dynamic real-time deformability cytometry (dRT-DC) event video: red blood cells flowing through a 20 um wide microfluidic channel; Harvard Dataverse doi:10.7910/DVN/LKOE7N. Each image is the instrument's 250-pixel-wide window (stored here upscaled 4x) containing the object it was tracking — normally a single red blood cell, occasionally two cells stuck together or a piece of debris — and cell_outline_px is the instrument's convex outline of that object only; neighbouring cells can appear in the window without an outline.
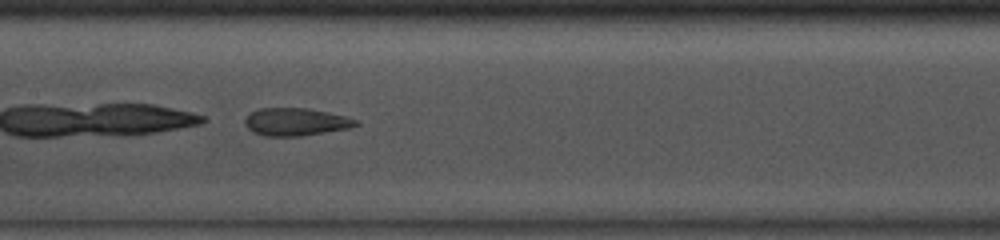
{"species": "common noctule bat (a hibernating species)", "species_latin": "Nyctalus noctula", "temperature_condition": "room temperature", "stored_images_in_passage": 41, "camera_frame_rate_fps": 3000, "um_per_image_px": 0.085, "animal": {"sex": "male", "body_mass_g": 13.0, "forearm_length_mm": 53.1}, "frame": {"image": 1, "passage_image": 18, "time_ms": 5.667, "image_size_px": [1000, 240], "cell_outline_px": [[360, 124], [348, 128], [300, 136], [264, 136], [252, 132], [244, 124], [244, 120], [252, 112], [260, 108], [304, 108], [348, 116], [360, 120]], "centroid_in_image_um": [25.15, 10.36], "position_along_channel_um": 182.2, "area_um2": 17.86}}
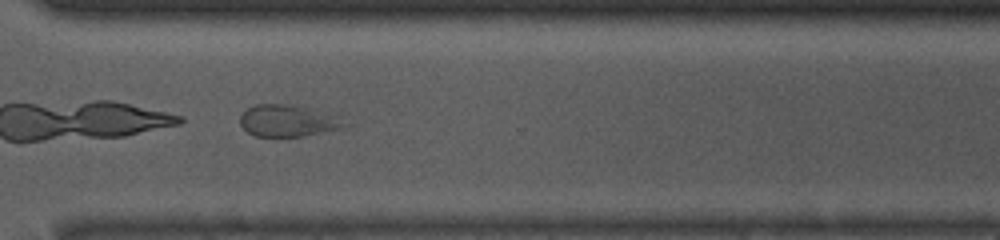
{"frame": {"image": 2, "passage_image": 30, "time_ms": 9.667, "image_size_px": [1000, 240], "cell_outline_px": [[352, 124], [348, 128], [300, 136], [256, 136], [248, 132], [240, 124], [240, 116], [248, 108], [256, 104], [284, 104], [304, 108], [340, 116]], "centroid_in_image_um": [24.56, 10.28], "position_along_channel_um": 346.0, "area_um2": 19.31}, "authors_computed_cell_mechanics": {"area_um2": 21.097, "velocity_mm_per_s": 4.11, "shape_relaxation_time_tau1_ms": null, "shape_relaxation_time_tau2_ms": 1.0298, "deformation_change_tau1": null, "deformation_change_tau2": 0.0814}}